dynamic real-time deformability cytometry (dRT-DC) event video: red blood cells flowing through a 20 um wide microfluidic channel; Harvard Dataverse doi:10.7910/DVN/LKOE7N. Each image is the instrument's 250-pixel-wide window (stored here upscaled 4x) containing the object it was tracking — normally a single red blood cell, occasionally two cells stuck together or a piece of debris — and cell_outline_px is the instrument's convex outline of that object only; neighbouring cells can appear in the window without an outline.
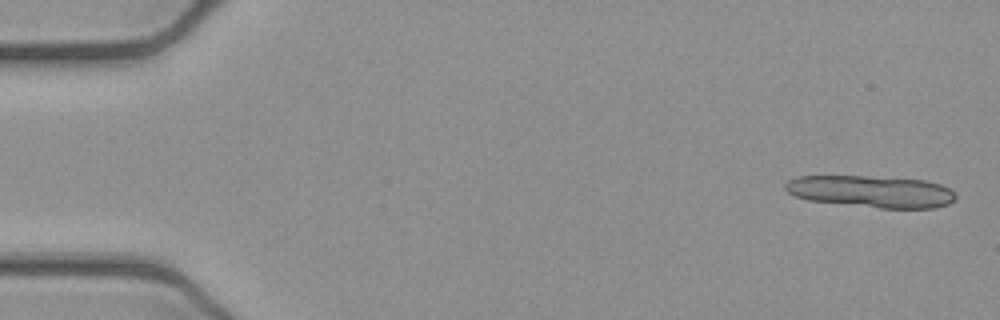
{"species": "common noctule bat (a hibernating species)", "species_latin": "Nyctalus noctula", "temperature_condition": "cold", "stored_images_in_passage": 13, "camera_frame_rate_fps": 3000, "um_per_image_px": 0.085, "animal": {"sex": "female", "body_mass_g": 21.9}, "frame": {"image": 1, "passage_image": 2, "time_ms": 0.333, "image_size_px": [1000, 320], "cell_outline_px": [[956, 200], [948, 204], [936, 208], [880, 208], [808, 200], [796, 196], [788, 192], [784, 188], [784, 184], [788, 180], [796, 176], [868, 176], [924, 180], [940, 184], [948, 188], [956, 196]], "centroid_in_image_um": [74.05, 16.27], "position_along_channel_um": 11.0, "area_um2": 31.67}}